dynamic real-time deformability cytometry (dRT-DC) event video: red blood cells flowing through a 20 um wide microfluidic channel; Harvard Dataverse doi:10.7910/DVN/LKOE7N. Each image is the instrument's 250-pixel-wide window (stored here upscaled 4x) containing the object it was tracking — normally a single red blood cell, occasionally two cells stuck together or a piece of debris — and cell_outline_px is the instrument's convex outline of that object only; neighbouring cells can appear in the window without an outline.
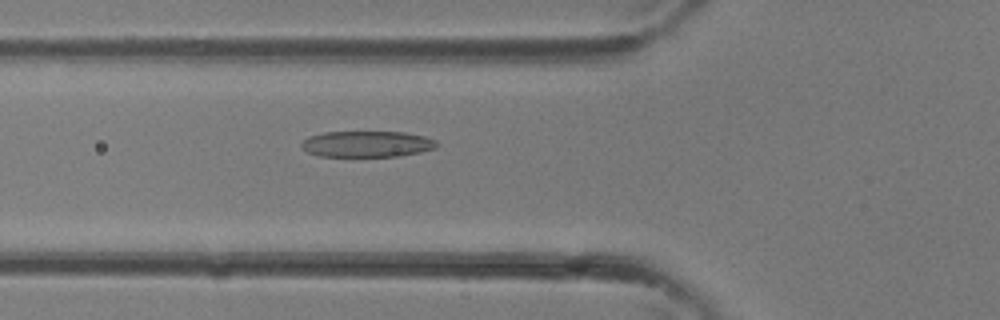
{"species": "common noctule bat (a hibernating species)", "species_latin": "Nyctalus noctula", "temperature_condition": "room temperature", "stored_images_in_passage": 12, "camera_frame_rate_fps": 3000, "um_per_image_px": 0.085, "animal": {"sex": "female"}, "frame": {"image": 1, "passage_image": 3, "time_ms": 0.667, "image_size_px": [1000, 320], "cell_outline_px": [[436, 148], [420, 152], [400, 156], [320, 156], [308, 152], [300, 144], [308, 136], [324, 132], [404, 132], [424, 136], [436, 140]], "centroid_in_image_um": [31.2, 12.24], "position_along_channel_um": 94.6, "area_um2": 20.46}}
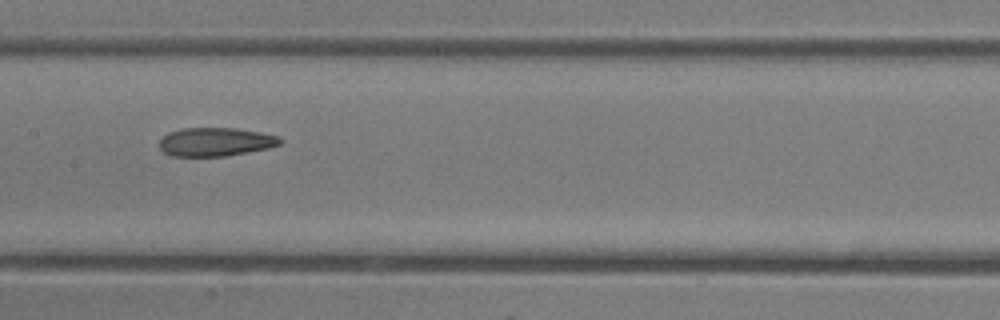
{"frame": {"image": 2, "passage_image": 8, "time_ms": 2.333, "image_size_px": [1000, 320], "cell_outline_px": [[284, 140], [280, 144], [268, 148], [224, 156], [168, 156], [160, 148], [160, 140], [168, 132], [184, 128], [236, 128], [260, 132], [280, 136]], "centroid_in_image_um": [18.33, 12.05], "position_along_channel_um": 189.1, "area_um2": 20.11}}
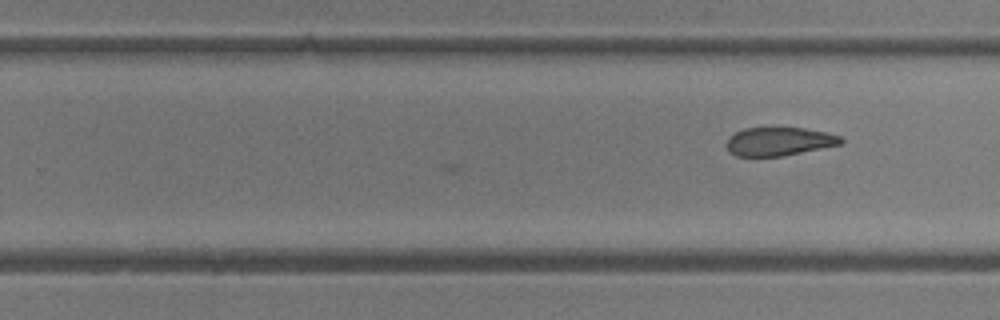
{"frame": {"image": 3, "passage_image": 12, "time_ms": 3.667, "image_size_px": [1000, 320], "cell_outline_px": [[844, 144], [784, 156], [736, 156], [728, 152], [728, 136], [744, 128], [804, 128], [824, 132], [840, 136], [844, 140]], "centroid_in_image_um": [66.25, 12.03], "position_along_channel_um": 263.6, "area_um2": 19.02}}